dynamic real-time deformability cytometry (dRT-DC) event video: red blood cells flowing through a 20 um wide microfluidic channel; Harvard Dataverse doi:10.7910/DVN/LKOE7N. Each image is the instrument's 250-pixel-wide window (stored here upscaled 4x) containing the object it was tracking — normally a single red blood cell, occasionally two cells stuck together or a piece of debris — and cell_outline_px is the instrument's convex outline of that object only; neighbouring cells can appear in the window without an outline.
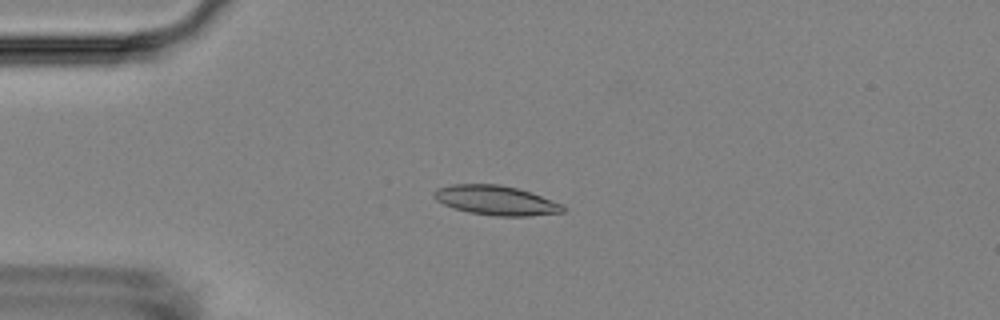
{"species": "Egyptian fruit bat (a non-hibernating species)", "species_latin": "Rousettus aegyptiacus", "temperature_condition": "room temperature", "stored_images_in_passage": 5, "camera_frame_rate_fps": 3000, "um_per_image_px": 0.085, "animal": {"sex": "female"}, "frame": {"image": 1, "passage_image": 4, "time_ms": 3.667, "image_size_px": [1000, 320], "cell_outline_px": [[568, 208], [564, 212], [528, 216], [492, 216], [468, 212], [452, 208], [436, 200], [432, 196], [432, 192], [436, 188], [448, 184], [500, 184], [532, 192], [564, 204]], "centroid_in_image_um": [42.16, 17.03], "position_along_channel_um": 42.8, "area_um2": 22.66}}